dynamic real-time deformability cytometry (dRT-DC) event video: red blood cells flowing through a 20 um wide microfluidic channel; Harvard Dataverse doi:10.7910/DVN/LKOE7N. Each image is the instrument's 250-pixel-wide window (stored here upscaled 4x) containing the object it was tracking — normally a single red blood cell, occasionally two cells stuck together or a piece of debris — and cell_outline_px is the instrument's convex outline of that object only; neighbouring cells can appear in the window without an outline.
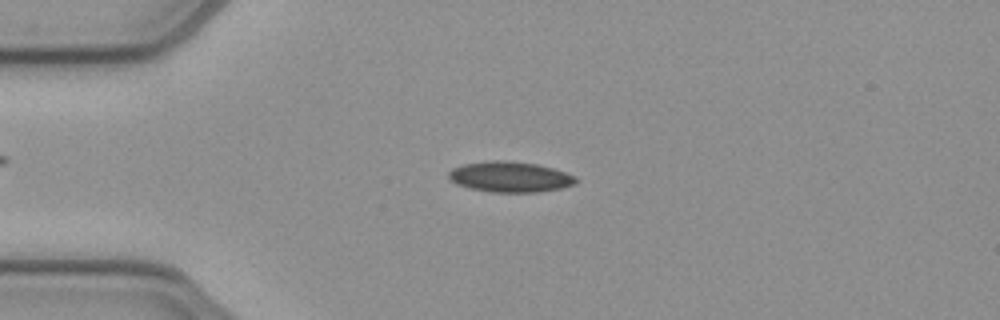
{"species": "common noctule bat (a hibernating species)", "species_latin": "Nyctalus noctula", "temperature_condition": "cold", "stored_images_in_passage": 51, "camera_frame_rate_fps": 3000, "um_per_image_px": 0.085, "animal": {"sex": "female", "body_mass_g": 21.9}, "frame": {"image": 1, "passage_image": 12, "time_ms": 3.667, "image_size_px": [1000, 320], "cell_outline_px": [[580, 180], [576, 184], [560, 188], [536, 192], [492, 192], [468, 188], [456, 184], [448, 176], [448, 172], [452, 168], [464, 164], [492, 160], [504, 160], [536, 164], [552, 168], [576, 176]], "centroid_in_image_um": [43.36, 15.03], "position_along_channel_um": 41.6, "area_um2": 22.66}}
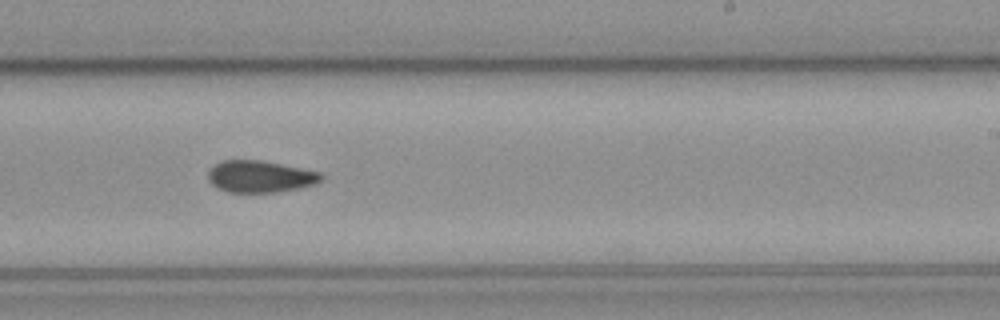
{"frame": {"image": 2, "passage_image": 31, "time_ms": 10.0, "image_size_px": [1000, 320], "cell_outline_px": [[324, 176], [316, 184], [300, 188], [276, 192], [228, 192], [216, 188], [208, 180], [208, 172], [220, 160], [260, 160], [320, 172]], "centroid_in_image_um": [22.1, 15.01], "position_along_channel_um": 266.9, "area_um2": 20.92}}
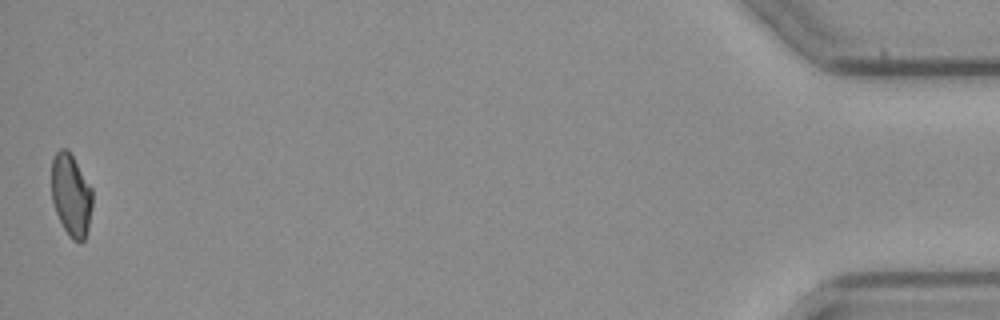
{"frame": {"image": 3, "passage_image": 51, "time_ms": 16.667, "image_size_px": [1000, 320], "cell_outline_px": [[92, 204], [88, 228], [84, 240], [80, 244], [72, 240], [68, 236], [56, 212], [52, 200], [52, 160], [56, 152], [60, 148], [68, 148], [92, 188]], "centroid_in_image_um": [6.05, 16.58], "position_along_channel_um": 429.2, "area_um2": 19.71}, "authors_computed_cell_mechanics": {"area_um2": 21.1548, "velocity_mm_per_s": 3.9246, "shape_relaxation_time_tau1_ms": 8.4362, "shape_relaxation_time_tau2_ms": 4.4851, "deformation_change_tau1": 0.1576, "deformation_change_tau2": 0.0893}}